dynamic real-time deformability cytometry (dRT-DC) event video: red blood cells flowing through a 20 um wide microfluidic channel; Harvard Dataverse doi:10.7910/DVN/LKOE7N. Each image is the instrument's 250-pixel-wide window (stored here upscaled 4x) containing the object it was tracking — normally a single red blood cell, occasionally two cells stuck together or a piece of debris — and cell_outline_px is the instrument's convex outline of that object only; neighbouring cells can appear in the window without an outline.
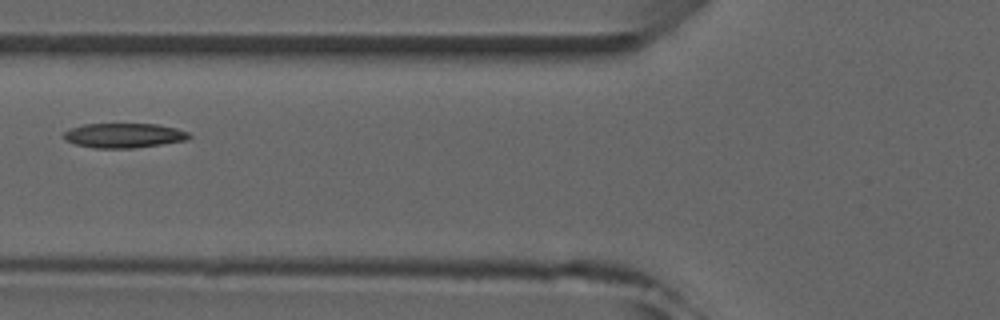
{"species": "common noctule bat (a hibernating species)", "species_latin": "Nyctalus noctula", "temperature_condition": "room temperature", "stored_images_in_passage": 4, "camera_frame_rate_fps": 3000, "um_per_image_px": 0.085, "animal": {"sex": "male", "forearm_length_mm": 52.5}, "frame": {"image": 1, "passage_image": 3, "time_ms": 2.333, "image_size_px": [1000, 320], "cell_outline_px": [[192, 136], [188, 140], [132, 148], [92, 148], [76, 144], [64, 140], [64, 132], [72, 128], [84, 124], [156, 124], [176, 128], [188, 132]], "centroid_in_image_um": [10.54, 11.51], "position_along_channel_um": 115.3, "area_um2": 17.92}}
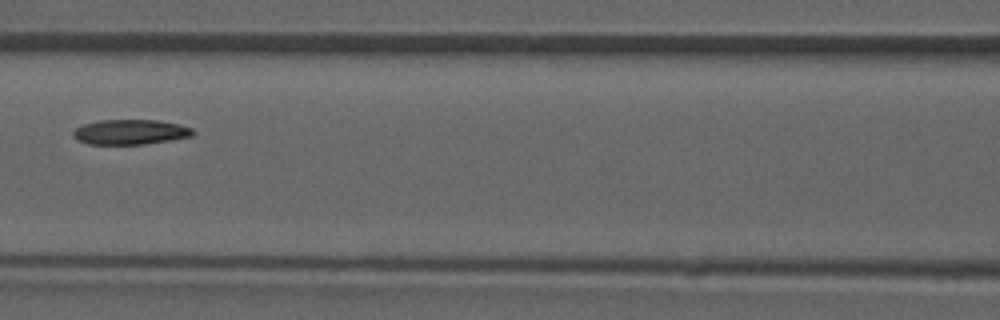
{"frame": {"image": 2, "passage_image": 4, "time_ms": 3.333, "image_size_px": [1000, 320], "cell_outline_px": [[196, 132], [192, 136], [172, 140], [144, 144], [88, 144], [76, 140], [72, 136], [72, 132], [76, 128], [84, 124], [100, 120], [156, 120], [180, 124], [192, 128]], "centroid_in_image_um": [11.08, 11.22], "position_along_channel_um": 155.5, "area_um2": 17.57}}